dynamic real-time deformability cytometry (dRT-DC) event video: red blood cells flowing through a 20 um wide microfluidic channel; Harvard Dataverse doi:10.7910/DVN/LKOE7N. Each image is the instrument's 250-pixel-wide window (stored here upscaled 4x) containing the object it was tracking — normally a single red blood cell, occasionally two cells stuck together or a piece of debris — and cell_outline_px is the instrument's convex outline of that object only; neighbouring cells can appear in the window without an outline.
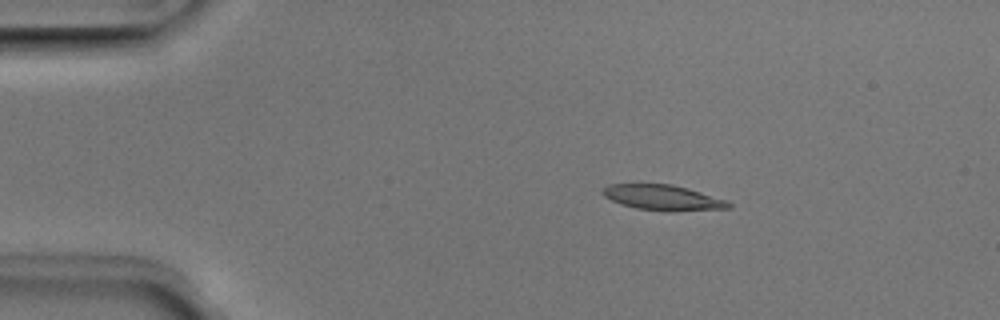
{"species": "Egyptian fruit bat (a non-hibernating species)", "species_latin": "Rousettus aegyptiacus", "temperature_condition": "room temperature", "stored_images_in_passage": 50, "camera_frame_rate_fps": 3000, "um_per_image_px": 0.085, "animal": {"sex": "male"}, "frame": {"image": 1, "passage_image": 8, "time_ms": 2.333, "image_size_px": [1000, 320], "cell_outline_px": [[732, 208], [672, 212], [668, 212], [636, 208], [620, 204], [604, 196], [600, 192], [608, 184], [672, 184], [688, 188], [728, 200], [732, 204]], "centroid_in_image_um": [56.39, 16.81], "position_along_channel_um": 28.6, "area_um2": 18.9}}
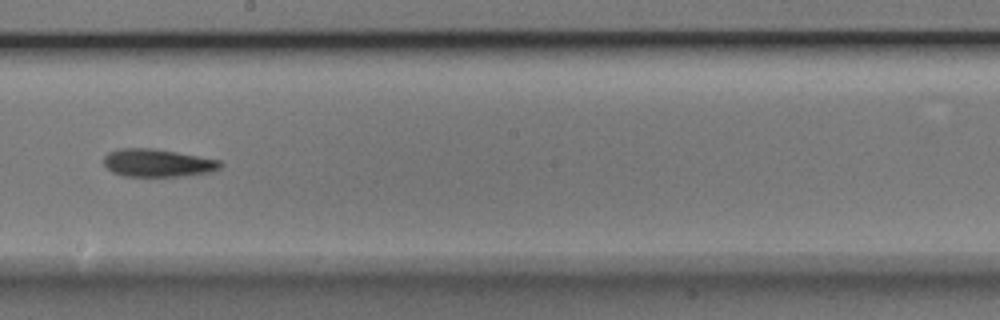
{"frame": {"image": 2, "passage_image": 28, "time_ms": 9.0, "image_size_px": [1000, 320], "cell_outline_px": [[224, 164], [220, 168], [212, 172], [184, 176], [124, 176], [112, 172], [104, 164], [104, 156], [108, 152], [120, 148], [152, 148], [176, 152], [220, 160]], "centroid_in_image_um": [13.41, 13.85], "position_along_channel_um": 234.8, "area_um2": 18.96}}
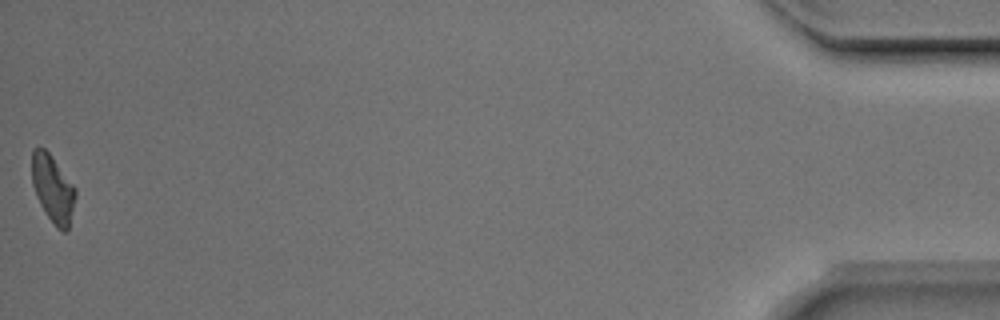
{"frame": {"image": 3, "passage_image": 50, "time_ms": 16.333, "image_size_px": [1000, 320], "cell_outline_px": [[76, 196], [68, 228], [64, 232], [60, 232], [56, 228], [40, 204], [36, 196], [32, 184], [32, 148], [44, 148], [48, 152], [76, 188]], "centroid_in_image_um": [4.48, 16.05], "position_along_channel_um": 430.7, "area_um2": 16.94}, "authors_computed_cell_mechanics": {"area_um2": 18.3515, "velocity_mm_per_s": 3.9806, "shape_relaxation_time_tau1_ms": 4.9603, "shape_relaxation_time_tau2_ms": 4.1988, "deformation_change_tau1": 0.1582, "deformation_change_tau2": 0.1139}}